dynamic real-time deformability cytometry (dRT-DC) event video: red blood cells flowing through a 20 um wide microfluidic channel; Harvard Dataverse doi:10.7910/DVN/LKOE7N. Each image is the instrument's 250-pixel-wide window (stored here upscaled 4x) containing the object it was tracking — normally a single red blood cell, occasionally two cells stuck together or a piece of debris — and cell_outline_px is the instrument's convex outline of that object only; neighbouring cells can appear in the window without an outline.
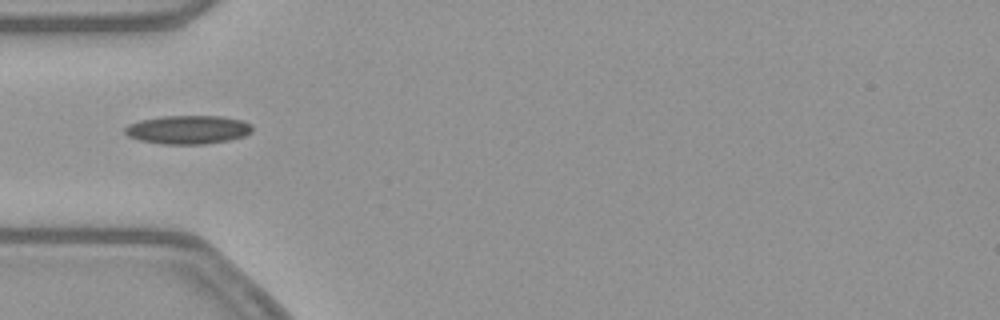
{"species": "common noctule bat (a hibernating species)", "species_latin": "Nyctalus noctula", "temperature_condition": "warm", "stored_images_in_passage": 40, "camera_frame_rate_fps": 3000, "um_per_image_px": 0.085, "animal": {"sex": "female", "body_mass_g": 21.9}, "frame": {"image": 1, "passage_image": 4, "time_ms": 1.0, "image_size_px": [1000, 320], "cell_outline_px": [[252, 132], [244, 136], [228, 140], [204, 144], [164, 144], [140, 140], [128, 136], [124, 132], [124, 128], [128, 124], [140, 120], [164, 116], [220, 116], [244, 120], [252, 124]], "centroid_in_image_um": [15.99, 11.01], "position_along_channel_um": 69.0, "area_um2": 21.27}}
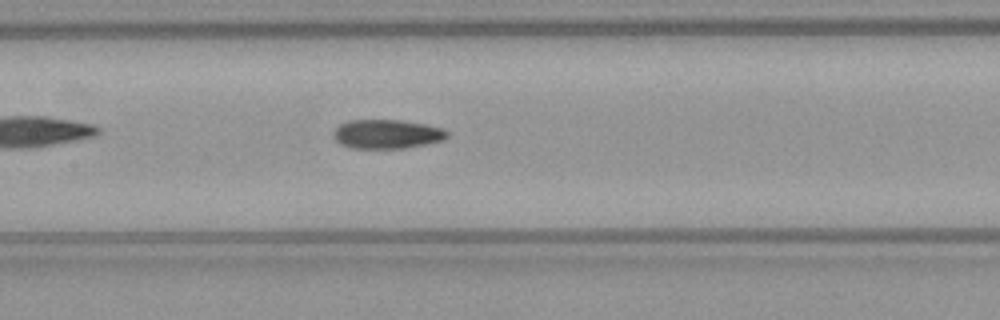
{"frame": {"image": 2, "passage_image": 12, "time_ms": 3.667, "image_size_px": [1000, 320], "cell_outline_px": [[448, 136], [444, 140], [428, 144], [408, 148], [352, 148], [340, 144], [332, 136], [332, 132], [340, 124], [348, 120], [400, 120], [424, 124], [444, 128], [448, 132]], "centroid_in_image_um": [32.9, 11.4], "position_along_channel_um": 174.5, "area_um2": 19.48}}
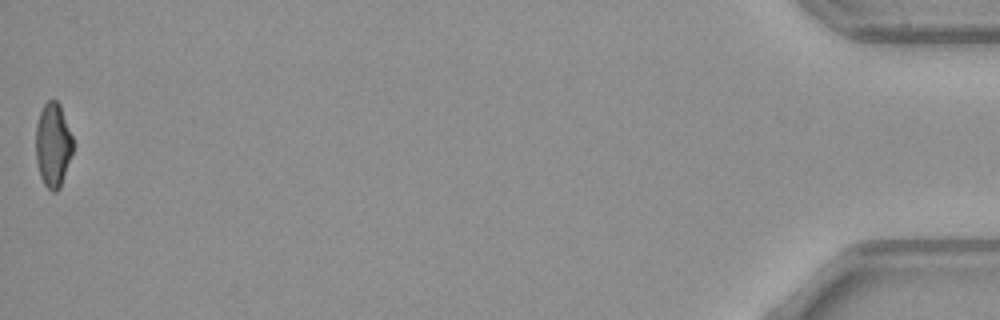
{"frame": {"image": 3, "passage_image": 40, "time_ms": 13.0, "image_size_px": [1000, 320], "cell_outline_px": [[72, 152], [60, 188], [56, 192], [52, 192], [44, 184], [40, 176], [36, 160], [36, 124], [40, 112], [44, 104], [48, 100], [56, 100], [60, 104], [72, 136]], "centroid_in_image_um": [4.49, 12.32], "position_along_channel_um": 430.7, "area_um2": 18.09}, "authors_computed_cell_mechanics": {"area_um2": 19.2763, "velocity_mm_per_s": 3.8873, "shape_relaxation_time_tau1_ms": 6.5117, "shape_relaxation_time_tau2_ms": 2.3011, "deformation_change_tau1": 0.1917, "deformation_change_tau2": 0.0949}}